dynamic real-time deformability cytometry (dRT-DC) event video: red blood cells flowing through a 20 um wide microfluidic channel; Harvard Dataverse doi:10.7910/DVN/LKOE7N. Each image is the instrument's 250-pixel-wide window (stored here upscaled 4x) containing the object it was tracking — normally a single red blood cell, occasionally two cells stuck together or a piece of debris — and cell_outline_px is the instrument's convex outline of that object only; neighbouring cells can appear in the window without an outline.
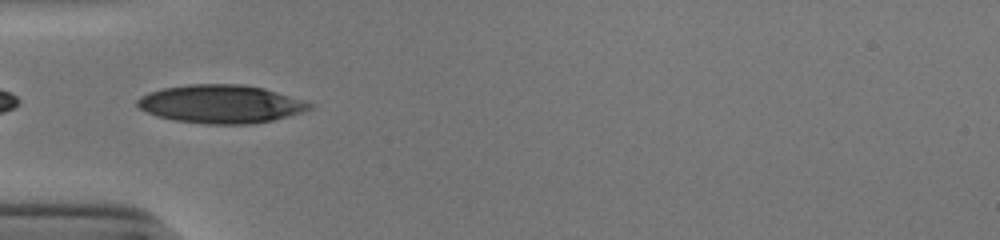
{"species": "human", "species_latin": "Homo sapiens", "temperature_condition": "cold", "stored_images_in_passage": 16, "camera_frame_rate_fps": 3000, "um_per_image_px": 0.085, "donor": {"sex": "male"}, "frame": {"image": 1, "passage_image": 1, "time_ms": 0.0, "image_size_px": [1000, 240], "cell_outline_px": [[312, 108], [288, 116], [272, 120], [248, 124], [204, 124], [172, 120], [156, 116], [140, 108], [136, 104], [136, 100], [140, 96], [148, 92], [164, 88], [192, 84], [240, 84], [264, 88], [304, 100], [312, 104]], "centroid_in_image_um": [18.74, 8.84], "position_along_channel_um": 66.3, "area_um2": 38.32}}
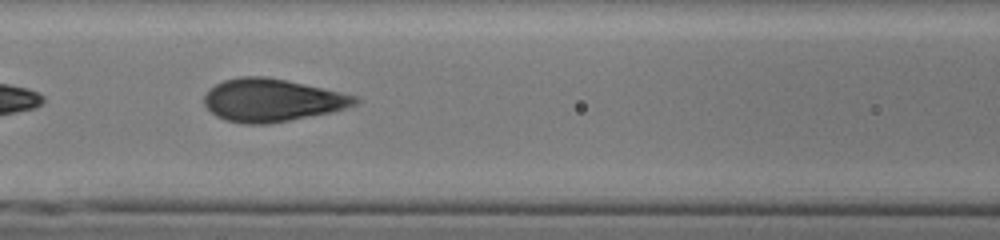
{"frame": {"image": 2, "passage_image": 7, "time_ms": 2.0, "image_size_px": [1000, 240], "cell_outline_px": [[360, 100], [356, 104], [332, 112], [268, 124], [244, 124], [224, 120], [216, 116], [204, 104], [204, 96], [208, 88], [224, 80], [240, 76], [268, 76], [360, 96]], "centroid_in_image_um": [23.11, 8.51], "position_along_channel_um": 143.5, "area_um2": 37.8}}